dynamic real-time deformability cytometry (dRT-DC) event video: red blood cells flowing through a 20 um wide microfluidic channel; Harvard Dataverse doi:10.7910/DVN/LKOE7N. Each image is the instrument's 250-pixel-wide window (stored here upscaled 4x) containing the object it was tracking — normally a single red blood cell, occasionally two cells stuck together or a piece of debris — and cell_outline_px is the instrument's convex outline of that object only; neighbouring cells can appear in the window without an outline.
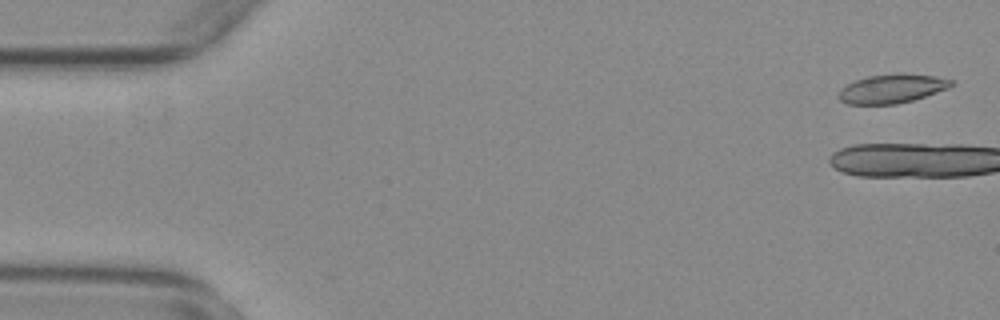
{"species": "common noctule bat (a hibernating species)", "species_latin": "Nyctalus noctula", "temperature_condition": "warm", "stored_images_in_passage": 4, "camera_frame_rate_fps": 3000, "um_per_image_px": 0.085, "animal": {"sex": "female", "body_mass_g": 29.2, "forearm_length_mm": 56.3}, "frame": {"image": 1, "passage_image": 2, "time_ms": 0.333, "image_size_px": [1000, 320], "cell_outline_px": [[952, 84], [948, 88], [912, 100], [896, 104], [848, 104], [840, 100], [840, 88], [856, 80], [868, 76], [896, 72], [900, 72], [936, 76], [952, 80]], "centroid_in_image_um": [75.81, 7.51], "position_along_channel_um": 9.2, "area_um2": 18.9}}